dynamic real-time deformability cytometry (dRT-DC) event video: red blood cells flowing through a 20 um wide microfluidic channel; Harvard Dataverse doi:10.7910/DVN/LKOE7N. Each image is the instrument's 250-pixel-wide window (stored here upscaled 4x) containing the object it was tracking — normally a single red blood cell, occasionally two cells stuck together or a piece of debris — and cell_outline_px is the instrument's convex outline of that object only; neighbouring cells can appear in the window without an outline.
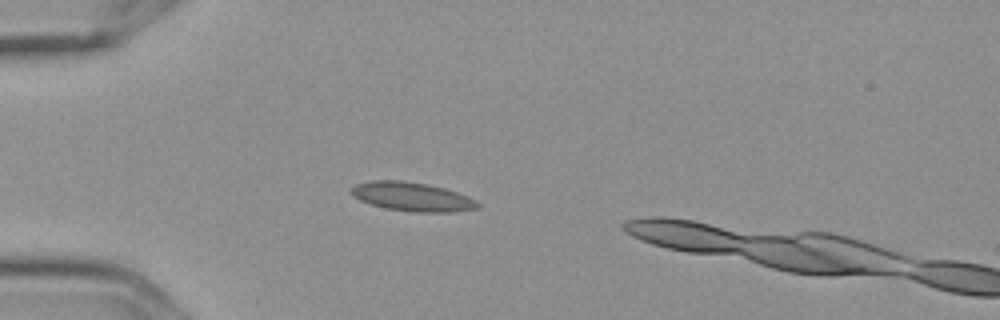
{"species": "Egyptian fruit bat (a non-hibernating species)", "species_latin": "Rousettus aegyptiacus", "temperature_condition": "cold", "stored_images_in_passage": 4, "camera_frame_rate_fps": 3000, "um_per_image_px": 0.085, "frame": {"image": 1, "passage_image": 3, "time_ms": 0.667, "image_size_px": [1000, 320], "cell_outline_px": [[480, 208], [452, 212], [412, 212], [388, 208], [372, 204], [360, 200], [352, 196], [348, 192], [356, 184], [368, 180], [400, 180], [428, 184], [444, 188], [468, 196], [476, 200], [480, 204]], "centroid_in_image_um": [35.03, 16.71], "position_along_channel_um": 50.0, "area_um2": 21.39}}